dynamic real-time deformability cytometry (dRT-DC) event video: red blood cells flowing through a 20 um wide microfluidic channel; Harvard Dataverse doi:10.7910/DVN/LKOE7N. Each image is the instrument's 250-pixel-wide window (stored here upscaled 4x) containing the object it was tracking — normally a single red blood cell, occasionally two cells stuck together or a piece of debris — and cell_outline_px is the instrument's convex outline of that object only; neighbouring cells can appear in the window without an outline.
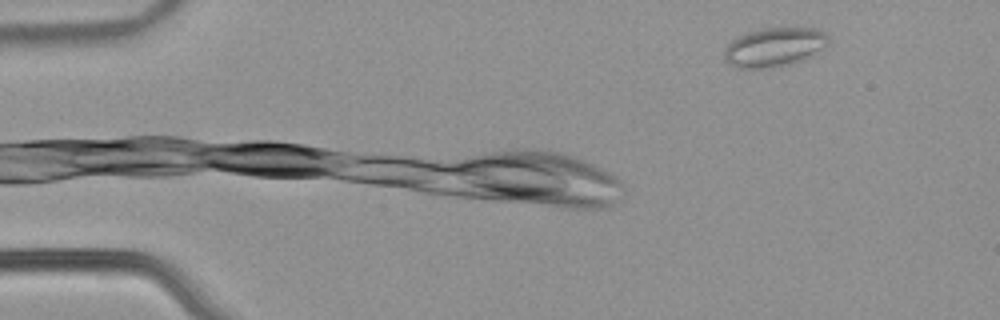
{"species": "common noctule bat (a hibernating species)", "species_latin": "Nyctalus noctula", "temperature_condition": "warm", "stored_images_in_passage": 13, "camera_frame_rate_fps": 3000, "um_per_image_px": 0.085, "animal": {"sex": "male", "body_mass_g": 21.5, "forearm_length_mm": 52.0}, "frame": {"image": 1, "passage_image": 1, "time_ms": 0.0, "image_size_px": [1000, 320], "cell_outline_px": [[832, 40], [828, 44], [812, 56], [788, 64], [772, 68], [736, 68], [728, 64], [724, 60], [724, 48], [736, 36], [760, 28], [820, 28]], "centroid_in_image_um": [65.81, 4.0], "position_along_channel_um": 19.2, "area_um2": 24.04}}